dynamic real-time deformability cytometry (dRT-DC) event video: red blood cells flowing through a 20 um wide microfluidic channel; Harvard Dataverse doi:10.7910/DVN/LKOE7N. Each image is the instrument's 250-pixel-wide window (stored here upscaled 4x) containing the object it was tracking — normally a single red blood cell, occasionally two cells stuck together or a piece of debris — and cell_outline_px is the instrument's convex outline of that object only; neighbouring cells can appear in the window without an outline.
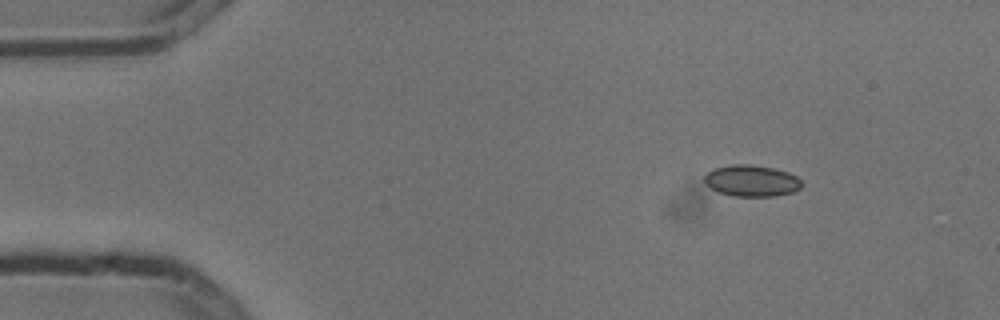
{"species": "common noctule bat (a hibernating species)", "species_latin": "Nyctalus noctula", "temperature_condition": "cold", "stored_images_in_passage": 9, "camera_frame_rate_fps": 3000, "um_per_image_px": 0.085, "animal": {"sex": "male", "body_mass_g": 13.3}, "frame": {"image": 1, "passage_image": 1, "time_ms": 0.0, "image_size_px": [1000, 320], "cell_outline_px": [[800, 188], [792, 192], [776, 196], [732, 196], [716, 192], [704, 180], [704, 176], [712, 168], [732, 164], [748, 164], [772, 168], [788, 172], [796, 176], [800, 180]], "centroid_in_image_um": [63.85, 15.36], "position_along_channel_um": 21.2, "area_um2": 17.74}}
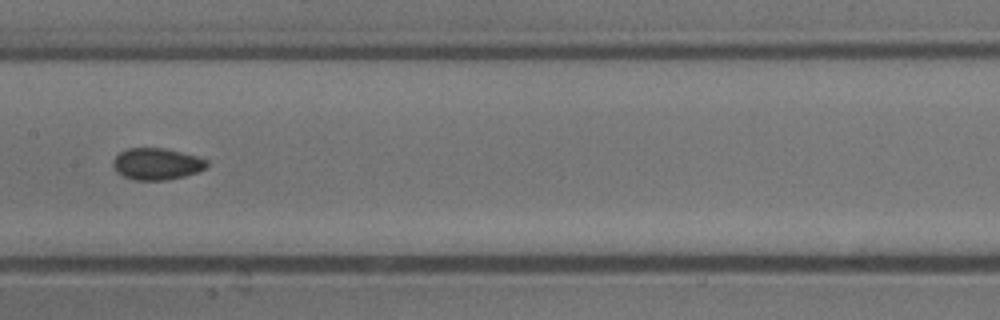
{"frame": {"image": 2, "passage_image": 6, "time_ms": 1.667, "image_size_px": [1000, 320], "cell_outline_px": [[208, 164], [204, 168], [196, 172], [184, 176], [164, 180], [136, 180], [124, 176], [116, 172], [112, 164], [112, 160], [120, 152], [128, 148], [164, 148], [196, 156], [208, 160]], "centroid_in_image_um": [13.29, 13.93], "position_along_channel_um": 194.1, "area_um2": 17.17}}
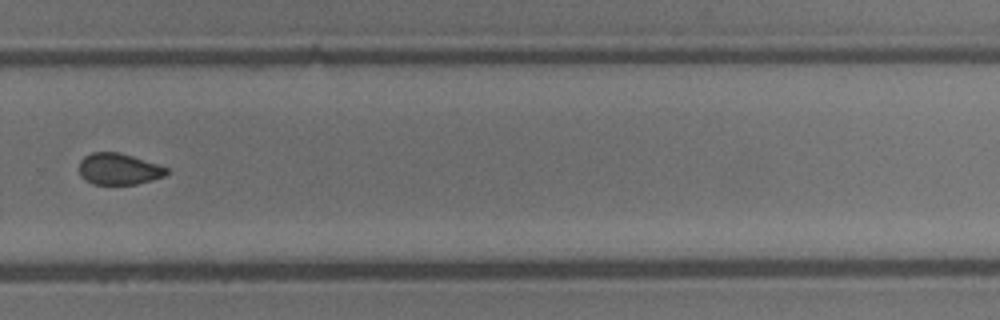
{"frame": {"image": 3, "passage_image": 9, "time_ms": 2.667, "image_size_px": [1000, 320], "cell_outline_px": [[168, 172], [164, 176], [152, 180], [136, 184], [92, 184], [80, 176], [80, 160], [84, 156], [92, 152], [120, 152], [168, 168]], "centroid_in_image_um": [10.07, 14.36], "position_along_channel_um": 319.7, "area_um2": 15.9}}